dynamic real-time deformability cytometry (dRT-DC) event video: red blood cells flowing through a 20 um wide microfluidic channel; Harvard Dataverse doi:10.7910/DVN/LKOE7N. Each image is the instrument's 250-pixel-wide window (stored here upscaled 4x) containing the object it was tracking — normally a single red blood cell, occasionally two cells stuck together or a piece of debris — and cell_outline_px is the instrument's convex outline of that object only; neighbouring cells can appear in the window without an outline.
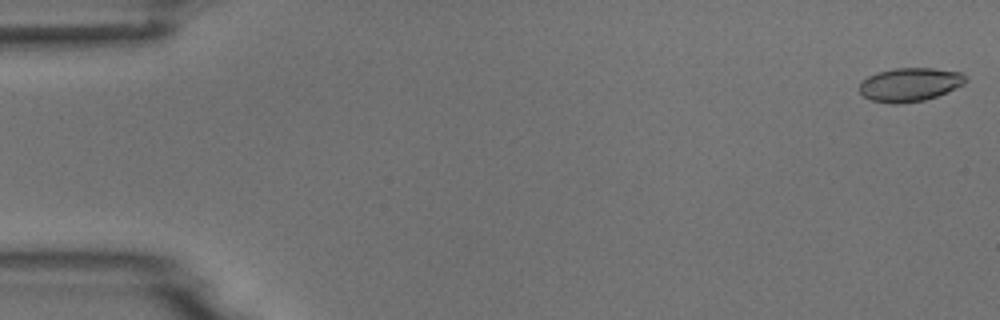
{"species": "common noctule bat (a hibernating species)", "species_latin": "Nyctalus noctula", "temperature_condition": "room temperature", "stored_images_in_passage": 4, "camera_frame_rate_fps": 3000, "um_per_image_px": 0.085, "animal": {"sex": "male", "body_mass_g": 18.8}, "frame": {"image": 1, "passage_image": 1, "time_ms": 0.0, "image_size_px": [1000, 320], "cell_outline_px": [[968, 80], [964, 84], [936, 96], [924, 100], [896, 104], [892, 104], [872, 100], [864, 96], [860, 92], [860, 84], [868, 76], [876, 72], [896, 68], [932, 68], [960, 72]], "centroid_in_image_um": [77.33, 7.18], "position_along_channel_um": 7.7, "area_um2": 20.58}}
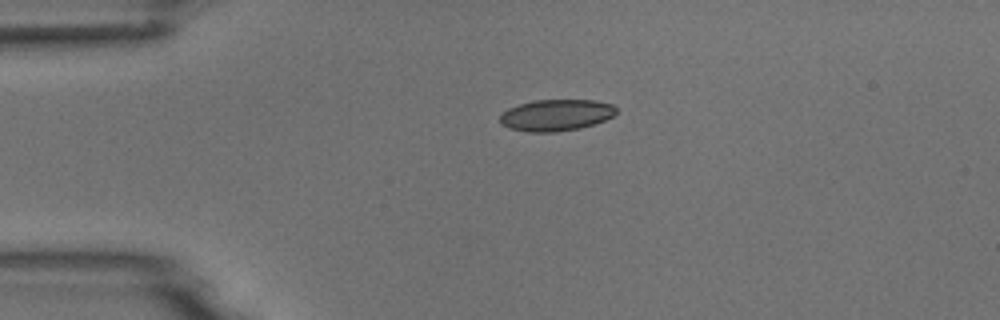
{"frame": {"image": 2, "passage_image": 4, "time_ms": 3.667, "image_size_px": [1000, 320], "cell_outline_px": [[616, 112], [612, 116], [604, 120], [580, 128], [556, 132], [528, 132], [508, 128], [500, 124], [500, 116], [508, 108], [520, 104], [536, 100], [596, 100], [612, 104], [616, 108]], "centroid_in_image_um": [47.25, 9.79], "position_along_channel_um": 37.8, "area_um2": 21.27}}